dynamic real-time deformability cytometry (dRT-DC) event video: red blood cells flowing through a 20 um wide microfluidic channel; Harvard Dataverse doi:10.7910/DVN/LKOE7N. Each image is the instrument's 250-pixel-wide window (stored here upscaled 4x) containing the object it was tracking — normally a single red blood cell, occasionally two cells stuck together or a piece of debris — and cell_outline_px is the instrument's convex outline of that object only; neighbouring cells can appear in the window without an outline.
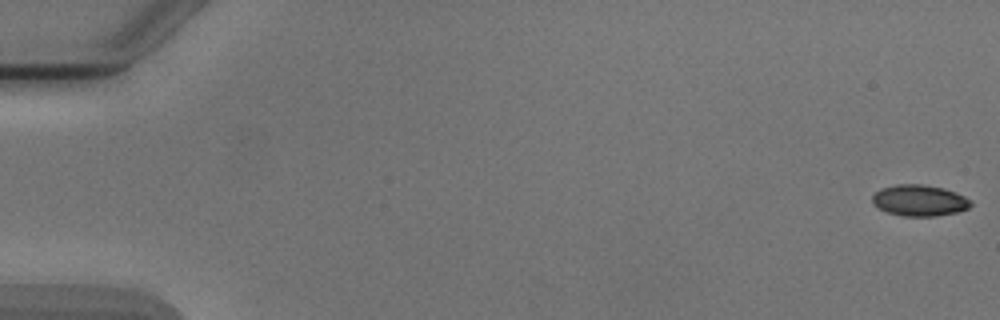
{"species": "Egyptian fruit bat (a non-hibernating species)", "species_latin": "Rousettus aegyptiacus", "temperature_condition": "cold", "stored_images_in_passage": 6, "camera_frame_rate_fps": 3000, "um_per_image_px": 0.085, "animal": {"sex": "male"}, "frame": {"image": 1, "passage_image": 1, "time_ms": 0.0, "image_size_px": [1000, 320], "cell_outline_px": [[972, 204], [968, 208], [956, 212], [936, 216], [904, 216], [888, 212], [872, 204], [872, 196], [880, 188], [896, 184], [924, 184], [944, 188], [956, 192], [972, 200]], "centroid_in_image_um": [78.16, 17.02], "position_along_channel_um": 6.8, "area_um2": 17.98}}